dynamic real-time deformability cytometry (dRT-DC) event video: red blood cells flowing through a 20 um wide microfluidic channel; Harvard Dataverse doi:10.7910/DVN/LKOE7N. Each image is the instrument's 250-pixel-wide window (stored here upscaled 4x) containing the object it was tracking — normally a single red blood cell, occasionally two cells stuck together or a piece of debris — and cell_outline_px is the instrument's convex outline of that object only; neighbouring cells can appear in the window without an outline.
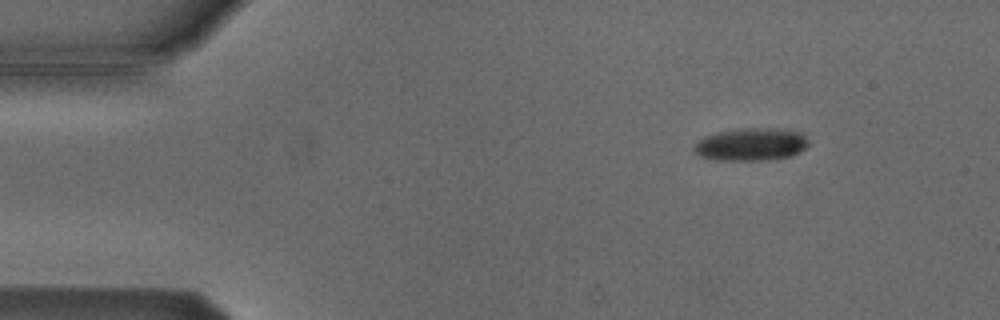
{"species": "Egyptian fruit bat (a non-hibernating species)", "species_latin": "Rousettus aegyptiacus", "temperature_condition": "cold", "stored_images_in_passage": 5, "camera_frame_rate_fps": 3000, "um_per_image_px": 0.085, "animal": {"sex": "male"}, "frame": {"image": 1, "passage_image": 2, "time_ms": 1.0, "image_size_px": [1000, 320], "cell_outline_px": [[808, 144], [800, 152], [792, 156], [768, 160], [716, 160], [700, 156], [692, 148], [704, 136], [716, 132], [744, 128], [776, 128], [800, 132], [808, 140]], "centroid_in_image_um": [63.85, 12.27], "position_along_channel_um": 21.2, "area_um2": 21.79}}